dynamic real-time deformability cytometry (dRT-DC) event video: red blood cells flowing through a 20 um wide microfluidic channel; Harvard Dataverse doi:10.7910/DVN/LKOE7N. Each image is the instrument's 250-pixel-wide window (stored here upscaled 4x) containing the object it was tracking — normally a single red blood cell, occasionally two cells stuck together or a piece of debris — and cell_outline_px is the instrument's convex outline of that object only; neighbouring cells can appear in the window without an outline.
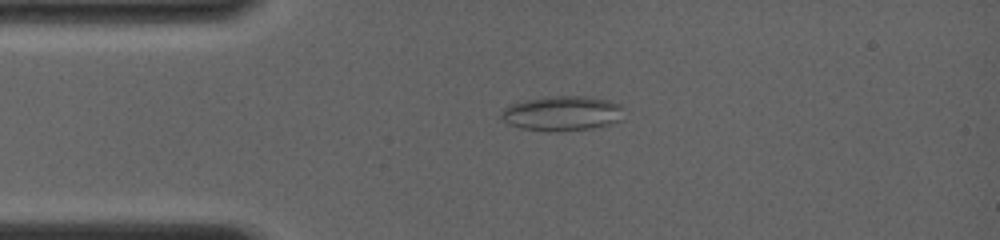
{"species": "common noctule bat (a hibernating species)", "species_latin": "Nyctalus noctula", "temperature_condition": "room temperature", "stored_images_in_passage": 62, "camera_frame_rate_fps": 4000, "um_per_image_px": 0.085, "animal": {"sex": "female", "body_mass_g": 19.0, "forearm_length_mm": 56.7}, "frame": {"image": 1, "passage_image": 7, "time_ms": 2.5, "image_size_px": [1000, 240], "cell_outline_px": [[624, 120], [592, 128], [556, 132], [520, 128], [508, 124], [500, 120], [496, 116], [504, 108], [512, 104], [524, 100], [548, 96], [584, 96], [608, 100], [620, 104]], "centroid_in_image_um": [47.73, 9.64], "position_along_channel_um": 37.3, "area_um2": 25.2}}
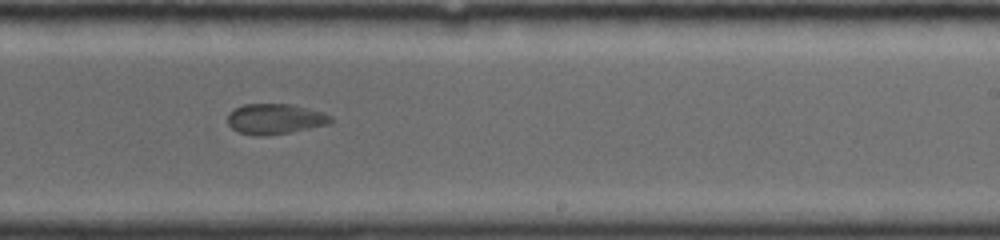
{"frame": {"image": 2, "passage_image": 31, "time_ms": 8.75, "image_size_px": [1000, 240], "cell_outline_px": [[332, 120], [328, 124], [288, 132], [264, 136], [256, 136], [240, 132], [232, 128], [228, 124], [228, 112], [244, 104], [292, 104], [320, 112], [332, 116]], "centroid_in_image_um": [23.34, 10.1], "position_along_channel_um": 265.7, "area_um2": 17.98}}
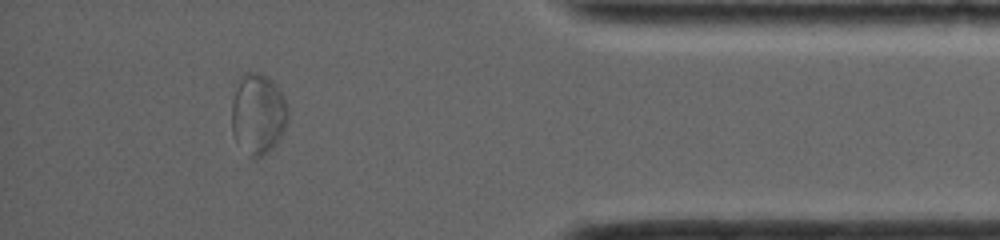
{"frame": {"image": 3, "passage_image": 53, "time_ms": 13.0, "image_size_px": [1000, 240], "cell_outline_px": [[288, 120], [276, 144], [268, 152], [260, 156], [248, 156], [236, 140], [232, 132], [232, 100], [240, 76], [244, 72], [264, 72], [280, 88], [284, 96], [288, 108]], "centroid_in_image_um": [21.94, 9.63], "position_along_channel_um": 413.3, "area_um2": 26.7}}